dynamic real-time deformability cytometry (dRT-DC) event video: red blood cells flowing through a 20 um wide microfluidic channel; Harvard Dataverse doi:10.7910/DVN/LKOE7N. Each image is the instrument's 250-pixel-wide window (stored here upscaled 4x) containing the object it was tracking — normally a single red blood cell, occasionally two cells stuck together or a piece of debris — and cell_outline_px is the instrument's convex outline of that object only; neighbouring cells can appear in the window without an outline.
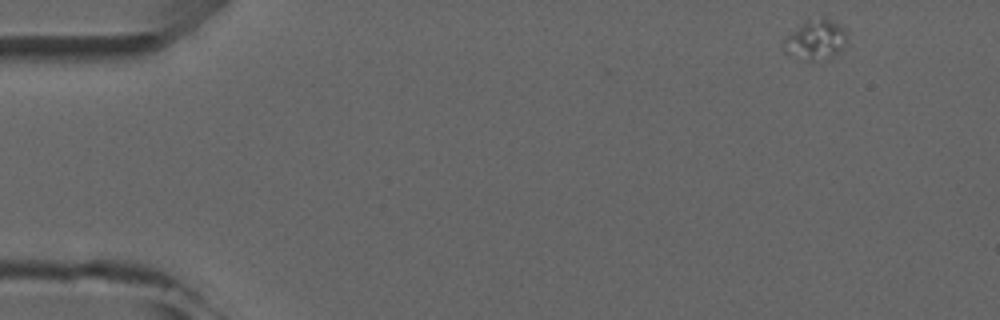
{"species": "common noctule bat (a hibernating species)", "species_latin": "Nyctalus noctula", "temperature_condition": "room temperature", "stored_images_in_passage": 5, "camera_frame_rate_fps": 3000, "um_per_image_px": 0.085, "animal": {"sex": "male", "forearm_length_mm": 52.5}, "frame": {"image": 1, "passage_image": 1, "time_ms": 0.0, "image_size_px": [1000, 320], "cell_outline_px": [[848, 40], [828, 60], [808, 60], [788, 52], [784, 48], [784, 40], [804, 20], [828, 20], [844, 28], [848, 36]], "centroid_in_image_um": [69.36, 3.39], "position_along_channel_um": 15.6, "area_um2": 13.93}}